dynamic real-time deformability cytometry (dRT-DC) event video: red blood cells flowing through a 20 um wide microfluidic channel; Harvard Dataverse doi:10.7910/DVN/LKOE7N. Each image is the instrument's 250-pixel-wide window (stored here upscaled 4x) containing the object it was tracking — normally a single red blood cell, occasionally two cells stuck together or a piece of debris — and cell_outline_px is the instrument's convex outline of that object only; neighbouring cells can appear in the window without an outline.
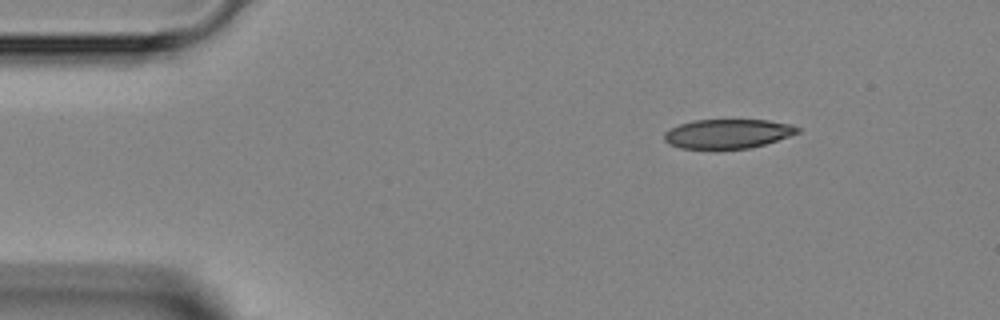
{"species": "Egyptian fruit bat (a non-hibernating species)", "species_latin": "Rousettus aegyptiacus", "temperature_condition": "room temperature", "stored_images_in_passage": 3, "segment_of_instrument_passage": [1, 2], "camera_frame_rate_fps": 3000, "um_per_image_px": 0.085, "animal": {"sex": "female"}, "frame": {"image": 1, "passage_image": 1, "time_ms": 0.0, "image_size_px": [1000, 320], "cell_outline_px": [[800, 132], [764, 144], [748, 148], [680, 148], [668, 144], [664, 140], [664, 132], [680, 124], [692, 120], [768, 120], [792, 124], [800, 128]], "centroid_in_image_um": [61.85, 11.35], "position_along_channel_um": 23.2, "area_um2": 22.54}}